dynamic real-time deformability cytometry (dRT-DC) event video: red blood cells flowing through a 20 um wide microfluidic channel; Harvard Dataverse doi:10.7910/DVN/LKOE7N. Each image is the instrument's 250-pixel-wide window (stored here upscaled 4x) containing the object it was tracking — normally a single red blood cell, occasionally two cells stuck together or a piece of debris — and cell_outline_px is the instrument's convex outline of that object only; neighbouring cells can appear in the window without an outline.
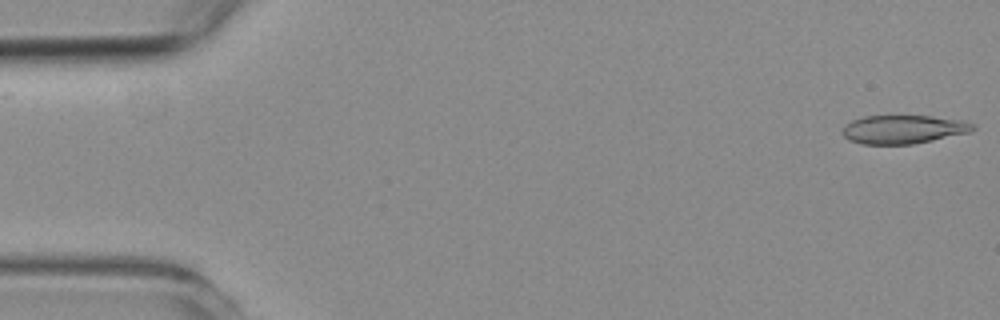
{"species": "common noctule bat (a hibernating species)", "species_latin": "Nyctalus noctula", "temperature_condition": "room temperature", "stored_images_in_passage": 16, "camera_frame_rate_fps": 3000, "um_per_image_px": 0.085, "animal": {"sex": "female", "body_mass_g": 19.3, "forearm_length_mm": 54.1}, "frame": {"image": 1, "passage_image": 1, "time_ms": 0.0, "image_size_px": [1000, 320], "cell_outline_px": [[976, 128], [972, 132], [912, 144], [860, 144], [848, 140], [840, 132], [844, 124], [852, 120], [864, 116], [932, 116], [968, 120], [976, 124]], "centroid_in_image_um": [76.81, 10.99], "position_along_channel_um": 8.2, "area_um2": 22.14}}
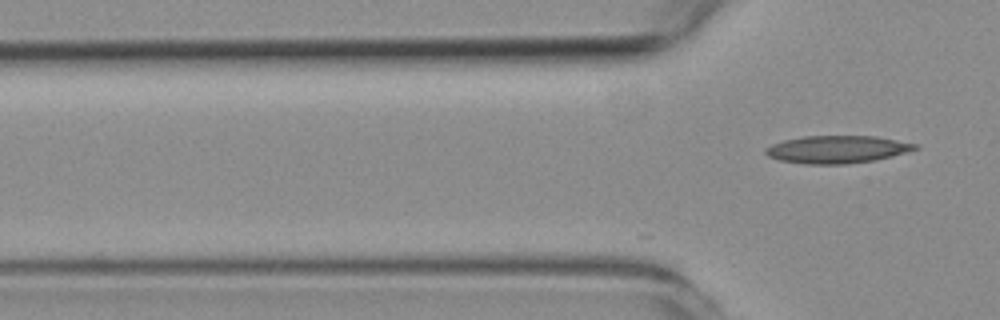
{"frame": {"image": 2, "passage_image": 16, "time_ms": 5.0, "image_size_px": [1000, 320], "cell_outline_px": [[920, 148], [892, 156], [876, 160], [844, 164], [804, 164], [780, 160], [768, 156], [764, 152], [764, 148], [772, 144], [784, 140], [804, 136], [876, 136], [920, 144]], "centroid_in_image_um": [71.17, 12.69], "position_along_channel_um": 54.6, "area_um2": 24.16}}